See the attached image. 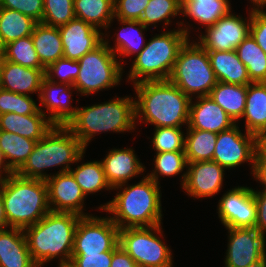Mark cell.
I'll return each instance as SVG.
<instances>
[{"mask_svg":"<svg viewBox=\"0 0 266 267\" xmlns=\"http://www.w3.org/2000/svg\"><path fill=\"white\" fill-rule=\"evenodd\" d=\"M135 120L158 127L188 125L191 99L168 80H149L133 85Z\"/></svg>","mask_w":266,"mask_h":267,"instance_id":"6da1fadb","label":"cell"},{"mask_svg":"<svg viewBox=\"0 0 266 267\" xmlns=\"http://www.w3.org/2000/svg\"><path fill=\"white\" fill-rule=\"evenodd\" d=\"M160 184L143 176L134 185L128 183L113 188L119 190L115 197L98 209L106 211L119 228L152 227L162 224Z\"/></svg>","mask_w":266,"mask_h":267,"instance_id":"7a4b0ae2","label":"cell"},{"mask_svg":"<svg viewBox=\"0 0 266 267\" xmlns=\"http://www.w3.org/2000/svg\"><path fill=\"white\" fill-rule=\"evenodd\" d=\"M82 216L72 212H48L23 231L33 261L38 267L59 258L58 267L71 261L74 234Z\"/></svg>","mask_w":266,"mask_h":267,"instance_id":"3957f363","label":"cell"},{"mask_svg":"<svg viewBox=\"0 0 266 267\" xmlns=\"http://www.w3.org/2000/svg\"><path fill=\"white\" fill-rule=\"evenodd\" d=\"M86 149L67 126L54 125L39 141L23 166L16 172L19 176L47 180L51 174L45 170L60 167L58 173L67 172L71 164L83 160Z\"/></svg>","mask_w":266,"mask_h":267,"instance_id":"277c9868","label":"cell"},{"mask_svg":"<svg viewBox=\"0 0 266 267\" xmlns=\"http://www.w3.org/2000/svg\"><path fill=\"white\" fill-rule=\"evenodd\" d=\"M67 127L85 149L97 133L133 132L136 129L135 100L131 96L115 97L101 104L78 107Z\"/></svg>","mask_w":266,"mask_h":267,"instance_id":"5b68a950","label":"cell"},{"mask_svg":"<svg viewBox=\"0 0 266 267\" xmlns=\"http://www.w3.org/2000/svg\"><path fill=\"white\" fill-rule=\"evenodd\" d=\"M0 185L9 227L24 230L51 211L45 180L25 178L11 173Z\"/></svg>","mask_w":266,"mask_h":267,"instance_id":"8992f818","label":"cell"},{"mask_svg":"<svg viewBox=\"0 0 266 267\" xmlns=\"http://www.w3.org/2000/svg\"><path fill=\"white\" fill-rule=\"evenodd\" d=\"M177 22V29L154 35L145 47L137 54L128 74V80L133 85L149 80H168L173 71L175 61L181 47L189 39L191 27L189 24ZM189 26V27H187Z\"/></svg>","mask_w":266,"mask_h":267,"instance_id":"52a82bcc","label":"cell"},{"mask_svg":"<svg viewBox=\"0 0 266 267\" xmlns=\"http://www.w3.org/2000/svg\"><path fill=\"white\" fill-rule=\"evenodd\" d=\"M169 80L190 99L209 96L218 82L207 50L190 38L181 47Z\"/></svg>","mask_w":266,"mask_h":267,"instance_id":"ba28073f","label":"cell"},{"mask_svg":"<svg viewBox=\"0 0 266 267\" xmlns=\"http://www.w3.org/2000/svg\"><path fill=\"white\" fill-rule=\"evenodd\" d=\"M118 59L104 41L81 57L78 60L80 70L73 84L78 94L88 96L120 84L124 70Z\"/></svg>","mask_w":266,"mask_h":267,"instance_id":"9c48e42d","label":"cell"},{"mask_svg":"<svg viewBox=\"0 0 266 267\" xmlns=\"http://www.w3.org/2000/svg\"><path fill=\"white\" fill-rule=\"evenodd\" d=\"M161 226L128 227L119 230V245L133 258L138 267H173L172 251L161 239V236L164 238Z\"/></svg>","mask_w":266,"mask_h":267,"instance_id":"30bf717a","label":"cell"},{"mask_svg":"<svg viewBox=\"0 0 266 267\" xmlns=\"http://www.w3.org/2000/svg\"><path fill=\"white\" fill-rule=\"evenodd\" d=\"M119 230L109 216H82L75 230L72 254H98L116 250L120 246Z\"/></svg>","mask_w":266,"mask_h":267,"instance_id":"8fae6325","label":"cell"},{"mask_svg":"<svg viewBox=\"0 0 266 267\" xmlns=\"http://www.w3.org/2000/svg\"><path fill=\"white\" fill-rule=\"evenodd\" d=\"M257 153V137L248 132L242 133L236 123L230 129L217 134L212 160L227 170L245 162L249 163L253 174Z\"/></svg>","mask_w":266,"mask_h":267,"instance_id":"7c38bea8","label":"cell"},{"mask_svg":"<svg viewBox=\"0 0 266 267\" xmlns=\"http://www.w3.org/2000/svg\"><path fill=\"white\" fill-rule=\"evenodd\" d=\"M230 11L213 26L205 28V35L198 36V43L207 51H231L250 34L251 10L248 19Z\"/></svg>","mask_w":266,"mask_h":267,"instance_id":"4fadbf2b","label":"cell"},{"mask_svg":"<svg viewBox=\"0 0 266 267\" xmlns=\"http://www.w3.org/2000/svg\"><path fill=\"white\" fill-rule=\"evenodd\" d=\"M217 206L225 228H256L257 205L252 187L238 186L226 191Z\"/></svg>","mask_w":266,"mask_h":267,"instance_id":"5bb4252c","label":"cell"},{"mask_svg":"<svg viewBox=\"0 0 266 267\" xmlns=\"http://www.w3.org/2000/svg\"><path fill=\"white\" fill-rule=\"evenodd\" d=\"M228 230V248L225 267H247L266 255V235L256 228H231Z\"/></svg>","mask_w":266,"mask_h":267,"instance_id":"9a60e30c","label":"cell"},{"mask_svg":"<svg viewBox=\"0 0 266 267\" xmlns=\"http://www.w3.org/2000/svg\"><path fill=\"white\" fill-rule=\"evenodd\" d=\"M225 169L213 160L188 163L181 176V187L193 198H207L217 195L223 186Z\"/></svg>","mask_w":266,"mask_h":267,"instance_id":"2e32d148","label":"cell"},{"mask_svg":"<svg viewBox=\"0 0 266 267\" xmlns=\"http://www.w3.org/2000/svg\"><path fill=\"white\" fill-rule=\"evenodd\" d=\"M46 184L51 211L90 216L83 209L86 196L70 171L53 174L46 180Z\"/></svg>","mask_w":266,"mask_h":267,"instance_id":"e0dca14e","label":"cell"},{"mask_svg":"<svg viewBox=\"0 0 266 267\" xmlns=\"http://www.w3.org/2000/svg\"><path fill=\"white\" fill-rule=\"evenodd\" d=\"M76 88L66 83L52 82L43 78L39 93L40 105L44 106L45 114L54 125L67 126L76 116L78 107L71 105L73 99L71 90Z\"/></svg>","mask_w":266,"mask_h":267,"instance_id":"ac0fdd59","label":"cell"},{"mask_svg":"<svg viewBox=\"0 0 266 267\" xmlns=\"http://www.w3.org/2000/svg\"><path fill=\"white\" fill-rule=\"evenodd\" d=\"M64 58L78 61L103 42L104 33L83 20L74 18L59 27Z\"/></svg>","mask_w":266,"mask_h":267,"instance_id":"d6986e66","label":"cell"},{"mask_svg":"<svg viewBox=\"0 0 266 267\" xmlns=\"http://www.w3.org/2000/svg\"><path fill=\"white\" fill-rule=\"evenodd\" d=\"M191 99L187 129L205 130L214 133L230 129L236 122L210 97Z\"/></svg>","mask_w":266,"mask_h":267,"instance_id":"ffe728a7","label":"cell"},{"mask_svg":"<svg viewBox=\"0 0 266 267\" xmlns=\"http://www.w3.org/2000/svg\"><path fill=\"white\" fill-rule=\"evenodd\" d=\"M101 162L106 179L112 189L128 183L129 180L145 171V166L139 161L132 147L111 149Z\"/></svg>","mask_w":266,"mask_h":267,"instance_id":"44dd1931","label":"cell"},{"mask_svg":"<svg viewBox=\"0 0 266 267\" xmlns=\"http://www.w3.org/2000/svg\"><path fill=\"white\" fill-rule=\"evenodd\" d=\"M45 70L46 68H29L4 60L0 88L28 96L38 93L39 96Z\"/></svg>","mask_w":266,"mask_h":267,"instance_id":"7402d4cb","label":"cell"},{"mask_svg":"<svg viewBox=\"0 0 266 267\" xmlns=\"http://www.w3.org/2000/svg\"><path fill=\"white\" fill-rule=\"evenodd\" d=\"M0 267H38L28 249L23 229L0 230Z\"/></svg>","mask_w":266,"mask_h":267,"instance_id":"603a6c76","label":"cell"},{"mask_svg":"<svg viewBox=\"0 0 266 267\" xmlns=\"http://www.w3.org/2000/svg\"><path fill=\"white\" fill-rule=\"evenodd\" d=\"M39 109L35 114L19 115L5 113L0 115V131H7L35 141L42 139L54 126Z\"/></svg>","mask_w":266,"mask_h":267,"instance_id":"cb8c5ba5","label":"cell"},{"mask_svg":"<svg viewBox=\"0 0 266 267\" xmlns=\"http://www.w3.org/2000/svg\"><path fill=\"white\" fill-rule=\"evenodd\" d=\"M211 67L218 82L248 85L251 82L247 68L235 50L207 51Z\"/></svg>","mask_w":266,"mask_h":267,"instance_id":"d4e9b609","label":"cell"},{"mask_svg":"<svg viewBox=\"0 0 266 267\" xmlns=\"http://www.w3.org/2000/svg\"><path fill=\"white\" fill-rule=\"evenodd\" d=\"M245 132L257 138L266 132V82H252L247 85L245 111Z\"/></svg>","mask_w":266,"mask_h":267,"instance_id":"484cf974","label":"cell"},{"mask_svg":"<svg viewBox=\"0 0 266 267\" xmlns=\"http://www.w3.org/2000/svg\"><path fill=\"white\" fill-rule=\"evenodd\" d=\"M118 23L123 27L120 28L119 33H115L116 39L115 46H110L108 32L103 35V41L106 43L108 48L115 53L118 57H127L140 53V51L145 47L146 40L144 38L143 31H147V27H145L140 21H132V20H121L117 19ZM107 36V38L105 37ZM144 42V43H143Z\"/></svg>","mask_w":266,"mask_h":267,"instance_id":"4316f807","label":"cell"},{"mask_svg":"<svg viewBox=\"0 0 266 267\" xmlns=\"http://www.w3.org/2000/svg\"><path fill=\"white\" fill-rule=\"evenodd\" d=\"M31 37L39 60L45 68L58 59L64 58L62 39L58 27L37 23Z\"/></svg>","mask_w":266,"mask_h":267,"instance_id":"83f0119b","label":"cell"},{"mask_svg":"<svg viewBox=\"0 0 266 267\" xmlns=\"http://www.w3.org/2000/svg\"><path fill=\"white\" fill-rule=\"evenodd\" d=\"M209 96L236 122L245 111L247 85L217 82Z\"/></svg>","mask_w":266,"mask_h":267,"instance_id":"f1b7e54d","label":"cell"},{"mask_svg":"<svg viewBox=\"0 0 266 267\" xmlns=\"http://www.w3.org/2000/svg\"><path fill=\"white\" fill-rule=\"evenodd\" d=\"M230 4L229 0L180 1L181 15L189 17L203 27L208 28L231 11Z\"/></svg>","mask_w":266,"mask_h":267,"instance_id":"f546056e","label":"cell"},{"mask_svg":"<svg viewBox=\"0 0 266 267\" xmlns=\"http://www.w3.org/2000/svg\"><path fill=\"white\" fill-rule=\"evenodd\" d=\"M74 12L77 19L107 32L114 20V0H74Z\"/></svg>","mask_w":266,"mask_h":267,"instance_id":"4dcf8cb0","label":"cell"},{"mask_svg":"<svg viewBox=\"0 0 266 267\" xmlns=\"http://www.w3.org/2000/svg\"><path fill=\"white\" fill-rule=\"evenodd\" d=\"M37 141L17 134L0 131V150L8 168L16 173L32 153Z\"/></svg>","mask_w":266,"mask_h":267,"instance_id":"1f68e13d","label":"cell"},{"mask_svg":"<svg viewBox=\"0 0 266 267\" xmlns=\"http://www.w3.org/2000/svg\"><path fill=\"white\" fill-rule=\"evenodd\" d=\"M37 22L16 10L0 8V37L3 46L30 36Z\"/></svg>","mask_w":266,"mask_h":267,"instance_id":"d6a6232c","label":"cell"},{"mask_svg":"<svg viewBox=\"0 0 266 267\" xmlns=\"http://www.w3.org/2000/svg\"><path fill=\"white\" fill-rule=\"evenodd\" d=\"M244 63L251 82H266V53L249 34L235 50Z\"/></svg>","mask_w":266,"mask_h":267,"instance_id":"836d02e7","label":"cell"},{"mask_svg":"<svg viewBox=\"0 0 266 267\" xmlns=\"http://www.w3.org/2000/svg\"><path fill=\"white\" fill-rule=\"evenodd\" d=\"M186 134L184 152L188 163L213 159L217 133L198 129H187Z\"/></svg>","mask_w":266,"mask_h":267,"instance_id":"e575fe53","label":"cell"},{"mask_svg":"<svg viewBox=\"0 0 266 267\" xmlns=\"http://www.w3.org/2000/svg\"><path fill=\"white\" fill-rule=\"evenodd\" d=\"M74 169L71 168L69 171L86 197L103 189L113 190L106 179L101 161H88Z\"/></svg>","mask_w":266,"mask_h":267,"instance_id":"d590c367","label":"cell"},{"mask_svg":"<svg viewBox=\"0 0 266 267\" xmlns=\"http://www.w3.org/2000/svg\"><path fill=\"white\" fill-rule=\"evenodd\" d=\"M177 15L181 16L180 0H150L140 22L145 26L151 25L156 28V23L164 22L163 26L171 24V19Z\"/></svg>","mask_w":266,"mask_h":267,"instance_id":"8d00e7d4","label":"cell"},{"mask_svg":"<svg viewBox=\"0 0 266 267\" xmlns=\"http://www.w3.org/2000/svg\"><path fill=\"white\" fill-rule=\"evenodd\" d=\"M5 60L29 68H45L39 60L32 42V37L27 36L12 41L4 46Z\"/></svg>","mask_w":266,"mask_h":267,"instance_id":"74e56055","label":"cell"},{"mask_svg":"<svg viewBox=\"0 0 266 267\" xmlns=\"http://www.w3.org/2000/svg\"><path fill=\"white\" fill-rule=\"evenodd\" d=\"M154 170L146 175L153 179L156 183H159V177L166 176L171 177L178 175L187 170L188 161L185 156V152H162L156 153L154 157ZM161 175V176H160Z\"/></svg>","mask_w":266,"mask_h":267,"instance_id":"f35d334b","label":"cell"},{"mask_svg":"<svg viewBox=\"0 0 266 267\" xmlns=\"http://www.w3.org/2000/svg\"><path fill=\"white\" fill-rule=\"evenodd\" d=\"M154 130L151 142L156 153L184 152L186 135L181 127H158Z\"/></svg>","mask_w":266,"mask_h":267,"instance_id":"ab89813d","label":"cell"},{"mask_svg":"<svg viewBox=\"0 0 266 267\" xmlns=\"http://www.w3.org/2000/svg\"><path fill=\"white\" fill-rule=\"evenodd\" d=\"M74 18V0H44L42 24L59 28Z\"/></svg>","mask_w":266,"mask_h":267,"instance_id":"60d3db41","label":"cell"},{"mask_svg":"<svg viewBox=\"0 0 266 267\" xmlns=\"http://www.w3.org/2000/svg\"><path fill=\"white\" fill-rule=\"evenodd\" d=\"M41 106L28 95L17 94L0 88V115L16 113L19 115L35 114Z\"/></svg>","mask_w":266,"mask_h":267,"instance_id":"b9f144b4","label":"cell"},{"mask_svg":"<svg viewBox=\"0 0 266 267\" xmlns=\"http://www.w3.org/2000/svg\"><path fill=\"white\" fill-rule=\"evenodd\" d=\"M79 70L80 67L78 61L61 58L46 68L45 77L52 82L66 83L73 86ZM56 77L59 80H57Z\"/></svg>","mask_w":266,"mask_h":267,"instance_id":"7bdbcfd3","label":"cell"},{"mask_svg":"<svg viewBox=\"0 0 266 267\" xmlns=\"http://www.w3.org/2000/svg\"><path fill=\"white\" fill-rule=\"evenodd\" d=\"M150 0H114V19L140 21Z\"/></svg>","mask_w":266,"mask_h":267,"instance_id":"ee69618b","label":"cell"},{"mask_svg":"<svg viewBox=\"0 0 266 267\" xmlns=\"http://www.w3.org/2000/svg\"><path fill=\"white\" fill-rule=\"evenodd\" d=\"M1 8L16 10L41 23L44 0H1Z\"/></svg>","mask_w":266,"mask_h":267,"instance_id":"f6af8a7d","label":"cell"},{"mask_svg":"<svg viewBox=\"0 0 266 267\" xmlns=\"http://www.w3.org/2000/svg\"><path fill=\"white\" fill-rule=\"evenodd\" d=\"M114 251L98 254H72L69 265L71 267H110Z\"/></svg>","mask_w":266,"mask_h":267,"instance_id":"bcb514c9","label":"cell"},{"mask_svg":"<svg viewBox=\"0 0 266 267\" xmlns=\"http://www.w3.org/2000/svg\"><path fill=\"white\" fill-rule=\"evenodd\" d=\"M250 34L266 53V11L251 8Z\"/></svg>","mask_w":266,"mask_h":267,"instance_id":"7dc6e473","label":"cell"},{"mask_svg":"<svg viewBox=\"0 0 266 267\" xmlns=\"http://www.w3.org/2000/svg\"><path fill=\"white\" fill-rule=\"evenodd\" d=\"M254 199L257 205L256 229L266 234V190L253 189Z\"/></svg>","mask_w":266,"mask_h":267,"instance_id":"c3c4849f","label":"cell"},{"mask_svg":"<svg viewBox=\"0 0 266 267\" xmlns=\"http://www.w3.org/2000/svg\"><path fill=\"white\" fill-rule=\"evenodd\" d=\"M110 267H138L133 258L119 246L112 254Z\"/></svg>","mask_w":266,"mask_h":267,"instance_id":"681fc988","label":"cell"},{"mask_svg":"<svg viewBox=\"0 0 266 267\" xmlns=\"http://www.w3.org/2000/svg\"><path fill=\"white\" fill-rule=\"evenodd\" d=\"M253 177L259 181L266 190V159H255Z\"/></svg>","mask_w":266,"mask_h":267,"instance_id":"f907efd6","label":"cell"},{"mask_svg":"<svg viewBox=\"0 0 266 267\" xmlns=\"http://www.w3.org/2000/svg\"><path fill=\"white\" fill-rule=\"evenodd\" d=\"M258 153L256 159H266V132L257 138Z\"/></svg>","mask_w":266,"mask_h":267,"instance_id":"816d5d0a","label":"cell"},{"mask_svg":"<svg viewBox=\"0 0 266 267\" xmlns=\"http://www.w3.org/2000/svg\"><path fill=\"white\" fill-rule=\"evenodd\" d=\"M11 173L13 172L8 168V165L5 162L3 154L0 150V184L5 180L7 175H10Z\"/></svg>","mask_w":266,"mask_h":267,"instance_id":"f5cc1de1","label":"cell"},{"mask_svg":"<svg viewBox=\"0 0 266 267\" xmlns=\"http://www.w3.org/2000/svg\"><path fill=\"white\" fill-rule=\"evenodd\" d=\"M9 228L7 224V219L4 212V203L1 193V185H0V230Z\"/></svg>","mask_w":266,"mask_h":267,"instance_id":"db71d44e","label":"cell"},{"mask_svg":"<svg viewBox=\"0 0 266 267\" xmlns=\"http://www.w3.org/2000/svg\"><path fill=\"white\" fill-rule=\"evenodd\" d=\"M251 4L253 3L252 9H265L266 0H250Z\"/></svg>","mask_w":266,"mask_h":267,"instance_id":"11a10c76","label":"cell"},{"mask_svg":"<svg viewBox=\"0 0 266 267\" xmlns=\"http://www.w3.org/2000/svg\"><path fill=\"white\" fill-rule=\"evenodd\" d=\"M247 267H266V255L263 258L259 259L258 261L250 264Z\"/></svg>","mask_w":266,"mask_h":267,"instance_id":"9f6ffc18","label":"cell"},{"mask_svg":"<svg viewBox=\"0 0 266 267\" xmlns=\"http://www.w3.org/2000/svg\"><path fill=\"white\" fill-rule=\"evenodd\" d=\"M4 60H5L4 49H0V76H1V71H2Z\"/></svg>","mask_w":266,"mask_h":267,"instance_id":"6f0895ef","label":"cell"},{"mask_svg":"<svg viewBox=\"0 0 266 267\" xmlns=\"http://www.w3.org/2000/svg\"><path fill=\"white\" fill-rule=\"evenodd\" d=\"M180 1H217V0H180Z\"/></svg>","mask_w":266,"mask_h":267,"instance_id":"680465c9","label":"cell"},{"mask_svg":"<svg viewBox=\"0 0 266 267\" xmlns=\"http://www.w3.org/2000/svg\"><path fill=\"white\" fill-rule=\"evenodd\" d=\"M0 49H4V46H3V43H2L1 37H0Z\"/></svg>","mask_w":266,"mask_h":267,"instance_id":"91938a15","label":"cell"},{"mask_svg":"<svg viewBox=\"0 0 266 267\" xmlns=\"http://www.w3.org/2000/svg\"><path fill=\"white\" fill-rule=\"evenodd\" d=\"M60 267H71L69 264L67 265H63V266H60Z\"/></svg>","mask_w":266,"mask_h":267,"instance_id":"94428289","label":"cell"}]
</instances>
